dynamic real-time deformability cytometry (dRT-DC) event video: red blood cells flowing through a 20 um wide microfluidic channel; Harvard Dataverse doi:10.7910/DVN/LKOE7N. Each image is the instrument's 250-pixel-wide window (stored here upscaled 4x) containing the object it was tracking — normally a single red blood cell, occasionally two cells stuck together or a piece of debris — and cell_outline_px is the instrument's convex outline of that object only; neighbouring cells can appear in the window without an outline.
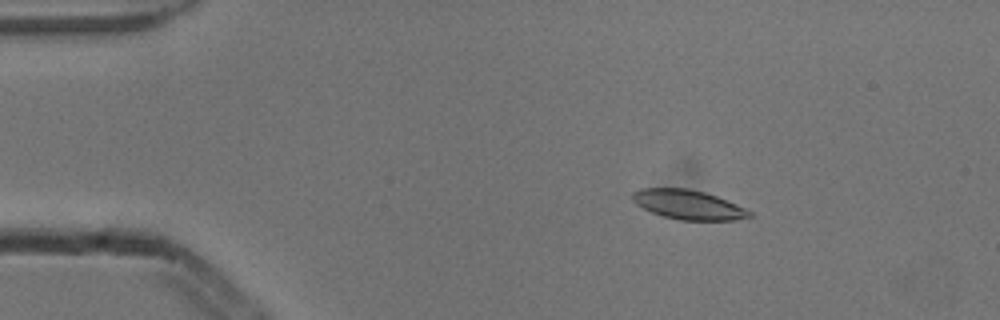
{"species": "common noctule bat (a hibernating species)", "species_latin": "Nyctalus noctula", "temperature_condition": "cold", "stored_images_in_passage": 9, "camera_frame_rate_fps": 3000, "um_per_image_px": 0.085, "animal": {"sex": "male", "body_mass_g": 13.3}, "frame": {"image": 1, "passage_image": 2, "time_ms": 0.333, "image_size_px": [1000, 320], "cell_outline_px": [[752, 216], [732, 220], [680, 220], [664, 216], [652, 212], [636, 204], [632, 200], [632, 192], [640, 188], [688, 188], [704, 192], [716, 196], [736, 204], [752, 212]], "centroid_in_image_um": [58.47, 17.39], "position_along_channel_um": 26.5, "area_um2": 19.88}}
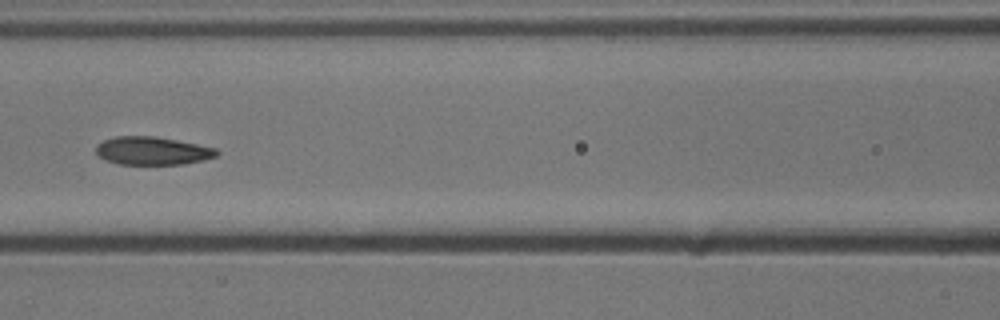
{"frame": {"image": 2, "passage_image": 6, "time_ms": 1.667, "image_size_px": [1000, 320], "cell_outline_px": [[220, 152], [216, 156], [204, 160], [184, 164], [120, 164], [104, 160], [96, 152], [96, 144], [104, 140], [116, 136], [156, 136], [216, 148]], "centroid_in_image_um": [12.95, 12.82], "position_along_channel_um": 153.7, "area_um2": 19.77}}
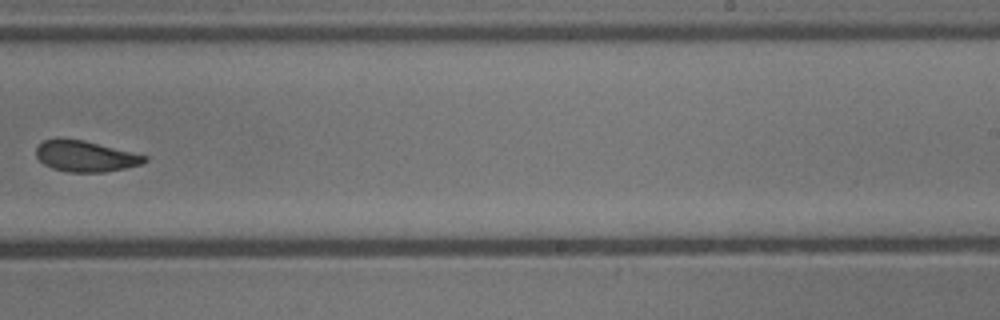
{"frame": {"image": 3, "passage_image": 9, "time_ms": 2.667, "image_size_px": [1000, 320], "cell_outline_px": [[148, 160], [140, 164], [124, 168], [104, 172], [68, 172], [52, 168], [44, 164], [36, 156], [36, 148], [44, 140], [84, 140], [148, 156]], "centroid_in_image_um": [7.28, 13.3], "position_along_channel_um": 281.7, "area_um2": 19.13}}